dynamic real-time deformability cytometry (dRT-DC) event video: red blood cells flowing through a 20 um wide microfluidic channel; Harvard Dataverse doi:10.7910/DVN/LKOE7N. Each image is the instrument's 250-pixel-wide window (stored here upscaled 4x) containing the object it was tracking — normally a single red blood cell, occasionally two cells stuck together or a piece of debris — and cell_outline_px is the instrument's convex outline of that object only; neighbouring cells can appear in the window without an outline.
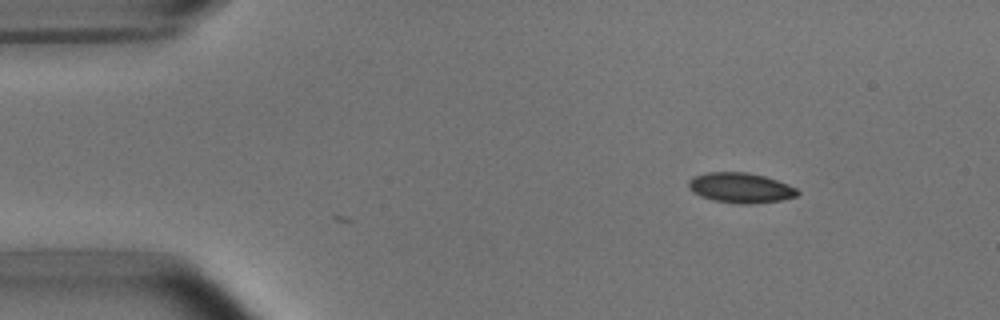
{"species": "common noctule bat (a hibernating species)", "species_latin": "Nyctalus noctula", "temperature_condition": "room temperature", "stored_images_in_passage": 2, "camera_frame_rate_fps": 3000, "um_per_image_px": 0.085, "animal": {"sex": "male", "body_mass_g": 15.6}, "frame": {"image": 1, "passage_image": 2, "time_ms": 0.333, "image_size_px": [1000, 320], "cell_outline_px": [[800, 192], [796, 196], [780, 200], [752, 204], [740, 204], [712, 200], [700, 196], [692, 192], [688, 188], [688, 180], [692, 176], [704, 172], [748, 172], [764, 176], [788, 184], [796, 188]], "centroid_in_image_um": [62.89, 15.96], "position_along_channel_um": 22.1, "area_um2": 19.31}}